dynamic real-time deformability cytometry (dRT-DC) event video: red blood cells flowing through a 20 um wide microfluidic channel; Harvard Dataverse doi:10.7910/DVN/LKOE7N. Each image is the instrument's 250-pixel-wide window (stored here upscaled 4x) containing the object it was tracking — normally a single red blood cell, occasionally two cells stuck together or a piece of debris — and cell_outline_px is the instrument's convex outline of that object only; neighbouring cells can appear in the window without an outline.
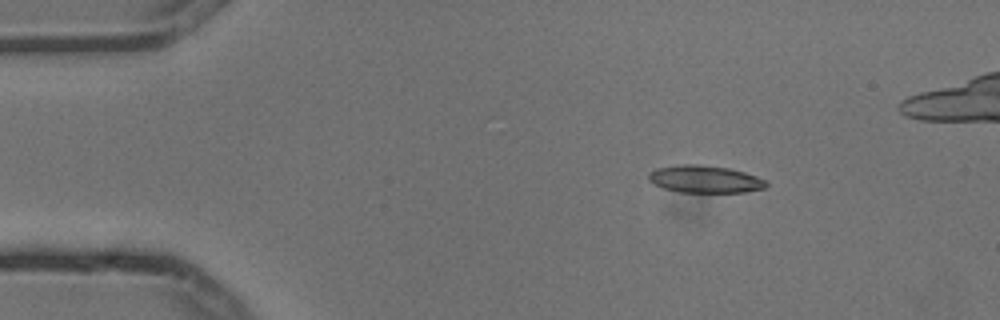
{"species": "common noctule bat (a hibernating species)", "species_latin": "Nyctalus noctula", "temperature_condition": "cold", "stored_images_in_passage": 2, "camera_frame_rate_fps": 3000, "um_per_image_px": 0.085, "animal": {"sex": "male", "body_mass_g": 13.3}, "frame": {"image": 1, "passage_image": 1, "time_ms": 0.0, "image_size_px": [1000, 320], "cell_outline_px": [[768, 184], [764, 188], [744, 192], [676, 192], [664, 188], [648, 180], [648, 172], [656, 168], [676, 164], [700, 164], [728, 168], [744, 172], [756, 176], [764, 180]], "centroid_in_image_um": [59.87, 15.22], "position_along_channel_um": 25.1, "area_um2": 18.79}}